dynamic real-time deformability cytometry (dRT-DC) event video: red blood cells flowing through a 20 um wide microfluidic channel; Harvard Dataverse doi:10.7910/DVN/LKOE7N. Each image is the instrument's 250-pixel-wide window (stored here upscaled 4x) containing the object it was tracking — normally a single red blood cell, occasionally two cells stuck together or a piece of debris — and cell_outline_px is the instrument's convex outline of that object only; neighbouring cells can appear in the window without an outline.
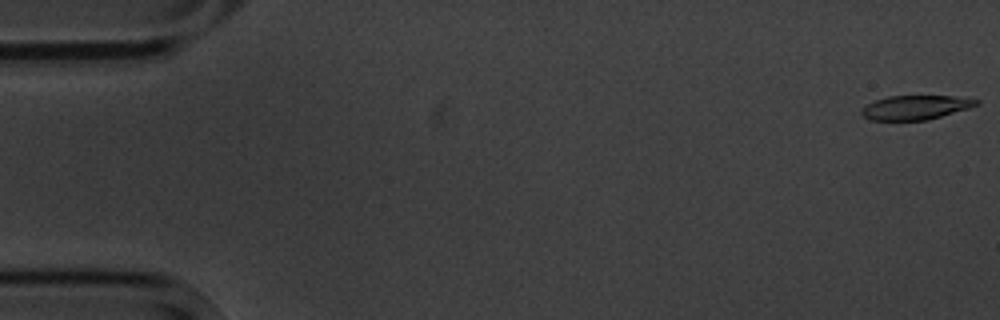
{"species": "common noctule bat (a hibernating species)", "species_latin": "Nyctalus noctula", "temperature_condition": "cold", "stored_images_in_passage": 6, "segment_of_instrument_passage": [1, 2], "camera_frame_rate_fps": 3000, "um_per_image_px": 0.085, "animal": {"sex": "male", "body_mass_g": 20.1, "forearm_length_mm": 53.5}, "frame": {"image": 1, "passage_image": 1, "time_ms": 0.0, "image_size_px": [1000, 320], "cell_outline_px": [[980, 104], [968, 108], [928, 120], [872, 120], [864, 116], [860, 112], [860, 108], [876, 100], [888, 96], [952, 96], [980, 100]], "centroid_in_image_um": [77.81, 9.13], "position_along_channel_um": 7.2, "area_um2": 16.07}}
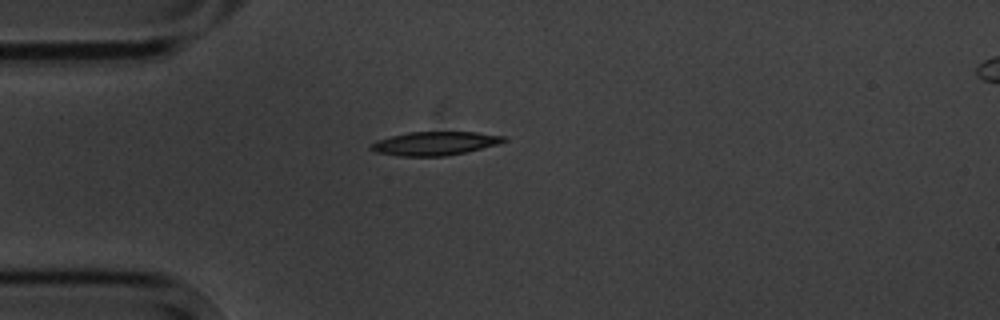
{"frame": {"image": 2, "passage_image": 5, "time_ms": 4.667, "image_size_px": [1000, 320], "cell_outline_px": [[508, 140], [496, 144], [464, 152], [444, 156], [400, 156], [376, 152], [368, 148], [376, 140], [408, 132], [476, 132], [508, 136]], "centroid_in_image_um": [36.96, 12.18], "position_along_channel_um": 48.0, "area_um2": 18.15}}